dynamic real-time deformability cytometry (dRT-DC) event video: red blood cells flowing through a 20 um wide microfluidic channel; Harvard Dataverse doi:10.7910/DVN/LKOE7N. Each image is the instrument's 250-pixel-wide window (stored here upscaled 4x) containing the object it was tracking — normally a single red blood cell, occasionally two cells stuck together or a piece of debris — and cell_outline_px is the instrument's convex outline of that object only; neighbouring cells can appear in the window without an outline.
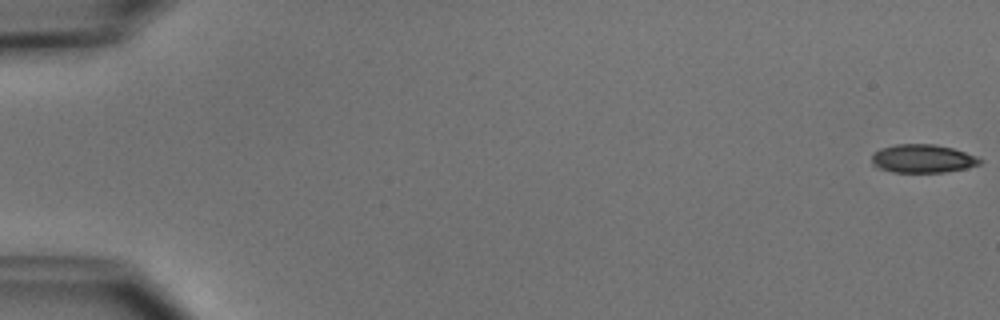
{"species": "common noctule bat (a hibernating species)", "species_latin": "Nyctalus noctula", "temperature_condition": "cold", "stored_images_in_passage": 6, "camera_frame_rate_fps": 3000, "um_per_image_px": 0.085, "animal": {"sex": "male", "body_mass_g": 15.6}, "frame": {"image": 1, "passage_image": 1, "time_ms": 0.0, "image_size_px": [1000, 320], "cell_outline_px": [[984, 160], [980, 164], [968, 168], [944, 172], [892, 172], [876, 168], [872, 164], [872, 152], [880, 148], [896, 144], [936, 144], [952, 148], [976, 156]], "centroid_in_image_um": [78.4, 13.48], "position_along_channel_um": 6.6, "area_um2": 18.09}}